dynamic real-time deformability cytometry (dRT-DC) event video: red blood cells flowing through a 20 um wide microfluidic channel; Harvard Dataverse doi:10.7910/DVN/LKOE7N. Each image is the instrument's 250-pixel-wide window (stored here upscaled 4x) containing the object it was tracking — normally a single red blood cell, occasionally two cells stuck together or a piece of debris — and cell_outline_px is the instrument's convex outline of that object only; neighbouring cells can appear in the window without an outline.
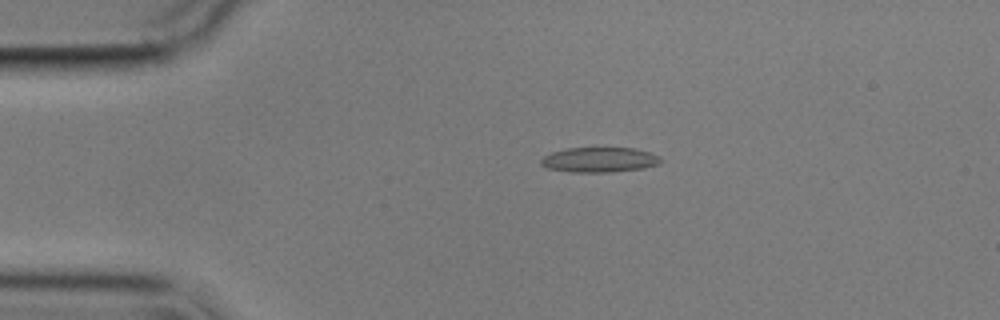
{"species": "common noctule bat (a hibernating species)", "species_latin": "Nyctalus noctula", "temperature_condition": "cold", "stored_images_in_passage": 8, "camera_frame_rate_fps": 3000, "um_per_image_px": 0.085, "animal": {"sex": "male", "body_mass_g": 17.9}, "frame": {"image": 1, "passage_image": 3, "time_ms": 2.333, "image_size_px": [1000, 320], "cell_outline_px": [[660, 164], [644, 168], [612, 172], [572, 172], [548, 168], [540, 164], [540, 160], [544, 156], [552, 152], [568, 148], [636, 148], [660, 156]], "centroid_in_image_um": [50.96, 13.58], "position_along_channel_um": 34.0, "area_um2": 17.4}}
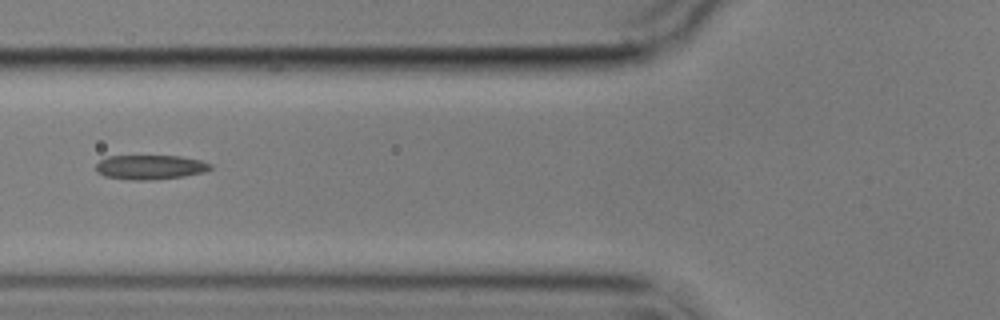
{"frame": {"image": 2, "passage_image": 6, "time_ms": 5.667, "image_size_px": [1000, 320], "cell_outline_px": [[212, 168], [204, 172], [184, 176], [152, 180], [128, 180], [104, 176], [96, 172], [96, 164], [100, 160], [108, 156], [180, 156], [200, 160], [212, 164]], "centroid_in_image_um": [12.75, 14.21], "position_along_channel_um": 113.0, "area_um2": 16.42}}
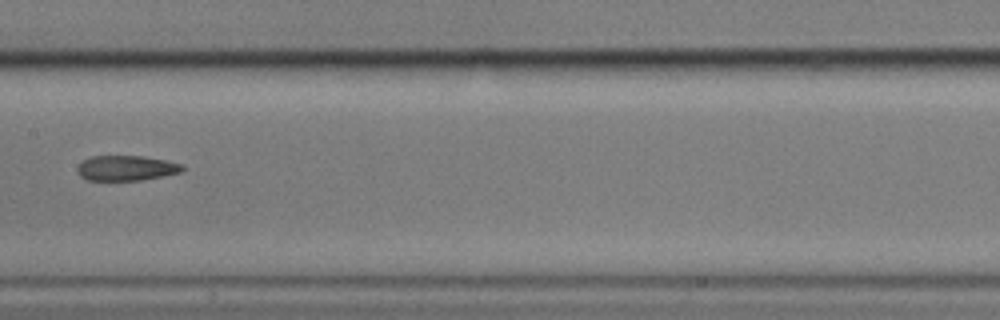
{"frame": {"image": 3, "passage_image": 8, "time_ms": 8.0, "image_size_px": [1000, 320], "cell_outline_px": [[184, 168], [180, 172], [140, 180], [88, 180], [80, 176], [76, 172], [76, 168], [84, 160], [92, 156], [144, 156], [184, 164]], "centroid_in_image_um": [10.71, 14.28], "position_along_channel_um": 196.7, "area_um2": 15.26}}